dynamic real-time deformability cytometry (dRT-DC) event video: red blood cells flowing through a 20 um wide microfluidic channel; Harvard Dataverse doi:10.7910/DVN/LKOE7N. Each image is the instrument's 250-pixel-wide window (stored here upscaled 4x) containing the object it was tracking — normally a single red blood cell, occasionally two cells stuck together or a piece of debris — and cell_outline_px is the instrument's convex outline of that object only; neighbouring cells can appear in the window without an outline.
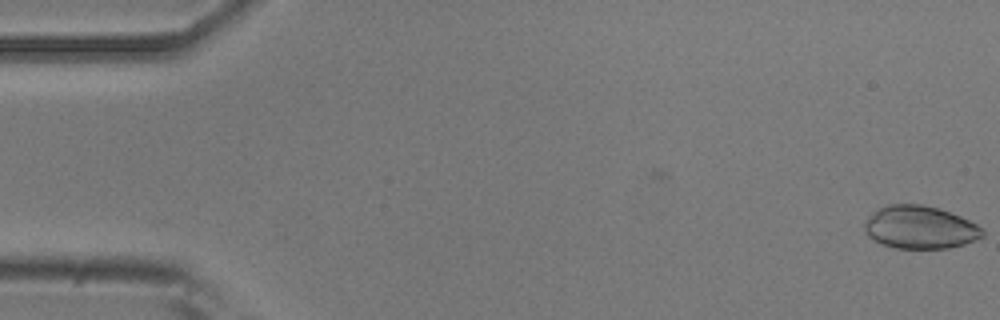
{"species": "common noctule bat (a hibernating species)", "species_latin": "Nyctalus noctula", "temperature_condition": "room temperature", "stored_images_in_passage": 53, "camera_frame_rate_fps": 3000, "um_per_image_px": 0.085, "animal": {"sex": "male", "body_mass_g": 20.5, "forearm_length_mm": 52.5}, "frame": {"image": 1, "passage_image": 1, "time_ms": 0.0, "image_size_px": [1000, 320], "cell_outline_px": [[984, 236], [964, 244], [948, 248], [896, 248], [880, 244], [872, 240], [864, 232], [864, 224], [868, 216], [880, 208], [888, 204], [920, 204], [940, 208], [960, 216], [976, 224], [984, 232]], "centroid_in_image_um": [78.16, 19.32], "position_along_channel_um": 6.8, "area_um2": 29.54}}
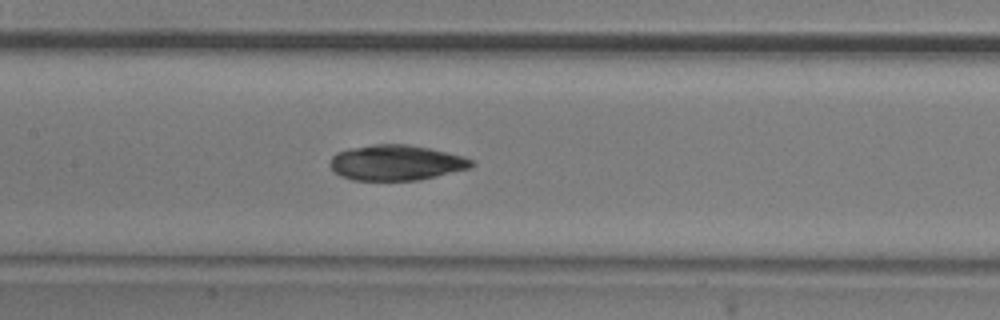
{"frame": {"image": 2, "passage_image": 25, "time_ms": 8.0, "image_size_px": [1000, 320], "cell_outline_px": [[476, 164], [472, 168], [420, 180], [352, 180], [340, 176], [328, 164], [332, 156], [336, 152], [348, 148], [372, 144], [408, 144], [428, 148], [464, 156], [472, 160]], "centroid_in_image_um": [33.67, 13.82], "position_along_channel_um": 173.7, "area_um2": 29.48}}
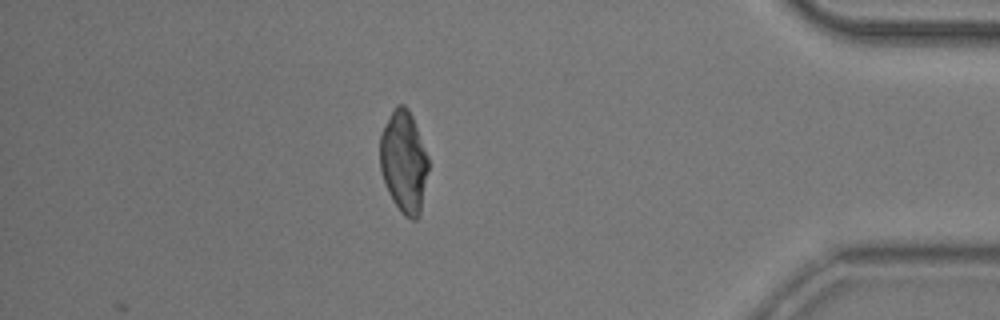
{"frame": {"image": 3, "passage_image": 46, "time_ms": 15.0, "image_size_px": [1000, 320], "cell_outline_px": [[428, 172], [420, 212], [416, 220], [412, 220], [404, 216], [400, 212], [392, 200], [388, 192], [380, 168], [380, 136], [396, 104], [404, 104], [408, 108], [412, 116], [428, 156]], "centroid_in_image_um": [34.33, 13.78], "position_along_channel_um": 400.9, "area_um2": 28.55}, "authors_computed_cell_mechanics": {"area_um2": 29.4202, "velocity_mm_per_s": 3.825, "shape_relaxation_time_tau1_ms": 6.43, "shape_relaxation_time_tau2_ms": 1.7816, "deformation_change_tau1": 0.207, "deformation_change_tau2": 0.0551}}